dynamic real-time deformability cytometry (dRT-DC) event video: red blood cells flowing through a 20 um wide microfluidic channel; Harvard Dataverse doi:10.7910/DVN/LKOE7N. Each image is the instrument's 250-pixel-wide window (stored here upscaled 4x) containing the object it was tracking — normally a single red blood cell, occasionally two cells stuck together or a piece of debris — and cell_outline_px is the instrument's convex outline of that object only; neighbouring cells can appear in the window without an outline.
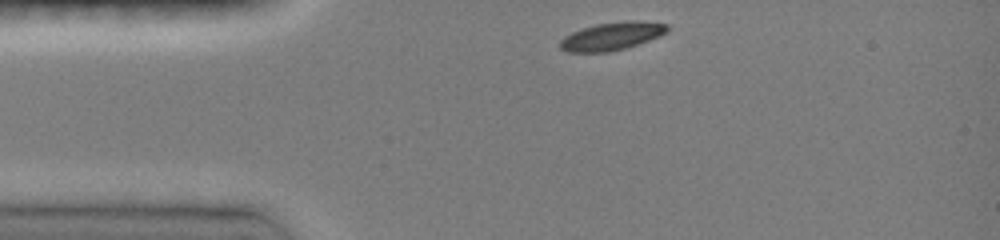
{"species": "common noctule bat (a hibernating species)", "species_latin": "Nyctalus noctula", "temperature_condition": "room temperature", "stored_images_in_passage": 23, "camera_frame_rate_fps": 3000, "um_per_image_px": 0.085, "animal": {"sex": "female", "body_mass_g": 19.0, "forearm_length_mm": 51.5}, "frame": {"image": 1, "passage_image": 1, "time_ms": 0.0, "image_size_px": [1000, 240], "cell_outline_px": [[668, 32], [660, 36], [624, 48], [608, 52], [568, 52], [560, 48], [560, 40], [564, 36], [572, 32], [596, 24], [628, 20], [636, 20], [668, 24]], "centroid_in_image_um": [52.01, 3.07], "position_along_channel_um": 33.0, "area_um2": 17.34}}
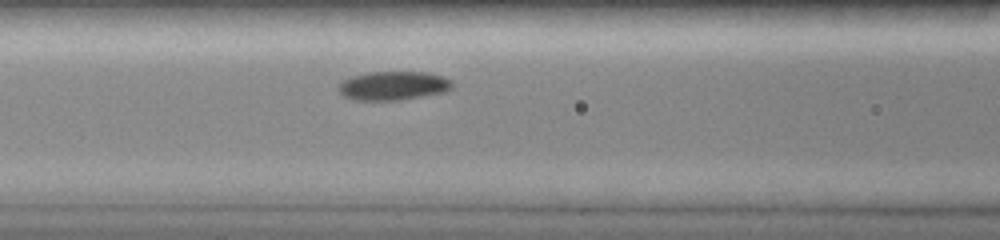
{"frame": {"image": 2, "passage_image": 10, "time_ms": 3.333, "image_size_px": [1000, 240], "cell_outline_px": [[452, 88], [448, 92], [400, 100], [356, 100], [344, 96], [336, 88], [344, 80], [352, 76], [368, 72], [428, 72], [444, 76], [452, 80]], "centroid_in_image_um": [33.48, 7.28], "position_along_channel_um": 133.1, "area_um2": 19.31}}
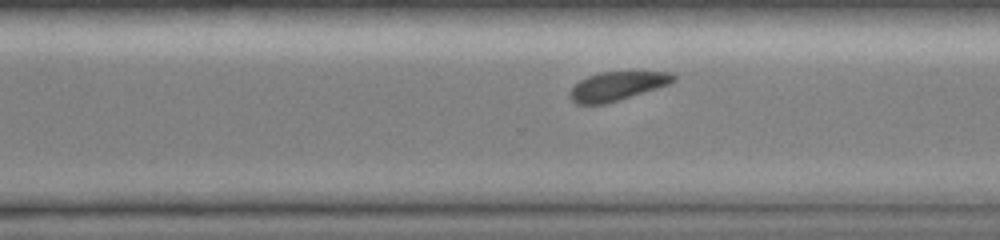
{"frame": {"image": 3, "passage_image": 22, "time_ms": 8.0, "image_size_px": [1000, 240], "cell_outline_px": [[676, 80], [668, 84], [656, 88], [604, 104], [576, 104], [568, 96], [572, 88], [580, 80], [588, 76], [600, 72], [672, 72], [676, 76]], "centroid_in_image_um": [52.44, 7.31], "position_along_channel_um": 318.2, "area_um2": 17.05}}